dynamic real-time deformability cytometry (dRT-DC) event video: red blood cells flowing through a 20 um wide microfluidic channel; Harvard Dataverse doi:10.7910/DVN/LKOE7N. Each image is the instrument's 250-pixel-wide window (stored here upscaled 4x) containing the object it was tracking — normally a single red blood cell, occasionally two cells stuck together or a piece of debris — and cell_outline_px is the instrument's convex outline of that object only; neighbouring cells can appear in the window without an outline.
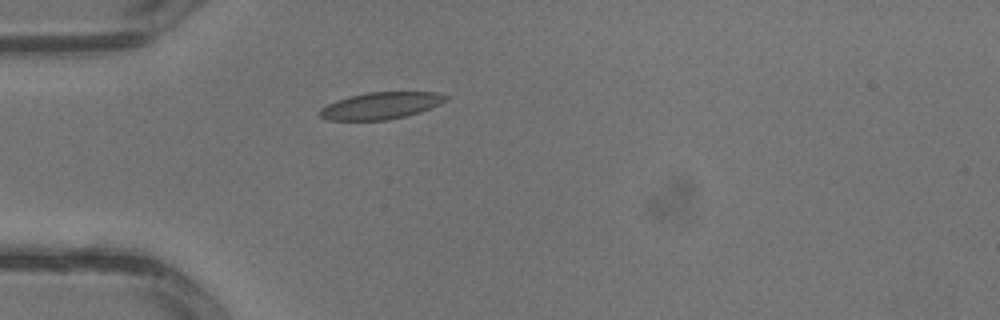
{"species": "common noctule bat (a hibernating species)", "species_latin": "Nyctalus noctula", "temperature_condition": "warm", "stored_images_in_passage": 2, "camera_frame_rate_fps": 3000, "um_per_image_px": 0.085, "animal": {"sex": "male", "body_mass_g": 13.3}, "frame": {"image": 1, "passage_image": 2, "time_ms": 0.333, "image_size_px": [1000, 320], "cell_outline_px": [[448, 100], [432, 108], [420, 112], [388, 120], [328, 120], [320, 116], [316, 112], [320, 108], [336, 100], [348, 96], [368, 92], [436, 92], [448, 96]], "centroid_in_image_um": [32.36, 8.98], "position_along_channel_um": 52.6, "area_um2": 19.88}}